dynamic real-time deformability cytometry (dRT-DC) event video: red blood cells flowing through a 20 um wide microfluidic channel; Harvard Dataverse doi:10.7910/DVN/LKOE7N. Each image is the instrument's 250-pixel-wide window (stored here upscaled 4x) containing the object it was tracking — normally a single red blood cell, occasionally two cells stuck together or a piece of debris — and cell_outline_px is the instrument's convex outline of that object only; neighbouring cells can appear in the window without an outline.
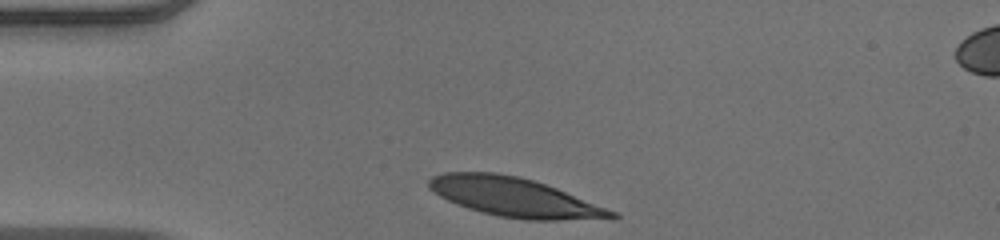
{"species": "human", "species_latin": "Homo sapiens", "temperature_condition": "warm", "stored_images_in_passage": 31, "camera_frame_rate_fps": 3000, "um_per_image_px": 0.085, "donor": {"sex": "male"}, "frame": {"image": 1, "passage_image": 1, "time_ms": 0.0, "image_size_px": [1000, 240], "cell_outline_px": [[620, 216], [556, 220], [524, 220], [500, 216], [484, 212], [448, 200], [440, 196], [428, 188], [428, 180], [432, 176], [448, 172], [492, 172], [516, 176], [532, 180], [556, 188], [616, 212]], "centroid_in_image_um": [43.65, 16.74], "position_along_channel_um": 41.3, "area_um2": 40.4}}
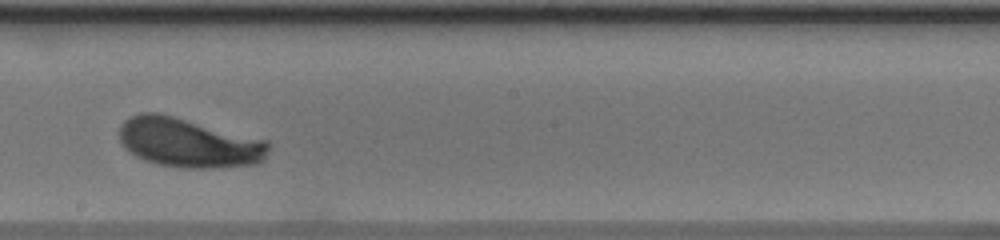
{"frame": {"image": 2, "passage_image": 18, "time_ms": 5.667, "image_size_px": [1000, 240], "cell_outline_px": [[268, 148], [264, 160], [256, 164], [216, 168], [188, 168], [160, 164], [144, 160], [136, 156], [124, 148], [120, 140], [120, 124], [124, 120], [140, 112], [160, 112], [268, 140]], "centroid_in_image_um": [16.03, 12.12], "position_along_channel_um": 232.2, "area_um2": 43.12}}
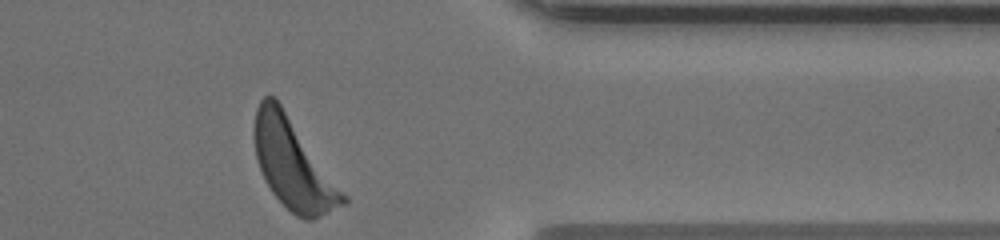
{"frame": {"image": 3, "passage_image": 31, "time_ms": 10.0, "image_size_px": [1000, 240], "cell_outline_px": [[348, 200], [344, 204], [312, 220], [308, 220], [296, 216], [272, 192], [264, 180], [256, 156], [252, 132], [256, 108], [260, 100], [264, 96], [272, 96], [280, 104], [348, 196]], "centroid_in_image_um": [24.9, 13.96], "position_along_channel_um": 386.5, "area_um2": 45.78}, "authors_computed_cell_mechanics": {"area_um2": 41.7316, "velocity_mm_per_s": 3.8925, "shape_relaxation_time_tau1_ms": 4.2443, "shape_relaxation_time_tau2_ms": null, "deformation_change_tau1": 0.2353, "deformation_change_tau2": null}}